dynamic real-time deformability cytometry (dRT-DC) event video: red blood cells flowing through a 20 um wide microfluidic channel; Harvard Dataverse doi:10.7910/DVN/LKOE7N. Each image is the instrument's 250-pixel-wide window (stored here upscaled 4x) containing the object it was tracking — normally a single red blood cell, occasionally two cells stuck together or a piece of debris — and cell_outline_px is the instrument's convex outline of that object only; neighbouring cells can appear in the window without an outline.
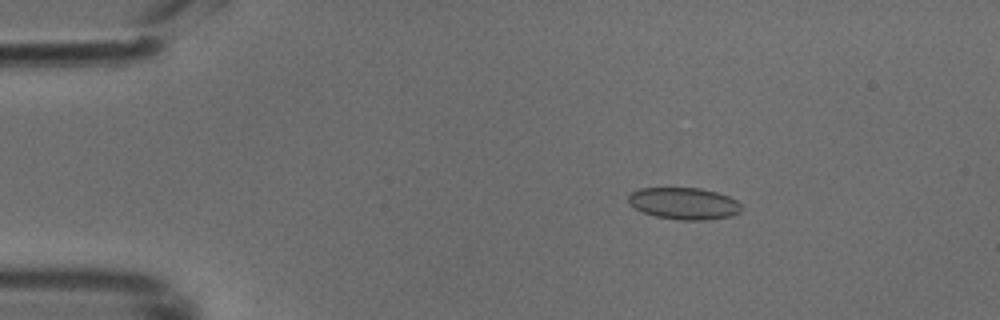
{"species": "common noctule bat (a hibernating species)", "species_latin": "Nyctalus noctula", "temperature_condition": "cold", "stored_images_in_passage": 49, "camera_frame_rate_fps": 3000, "um_per_image_px": 0.085, "animal": {"sex": "male", "body_mass_g": 18.8}, "frame": {"image": 1, "passage_image": 8, "time_ms": 2.333, "image_size_px": [1000, 320], "cell_outline_px": [[744, 208], [740, 212], [732, 216], [708, 220], [680, 220], [656, 216], [644, 212], [628, 204], [628, 196], [632, 192], [640, 188], [700, 188], [716, 192], [728, 196], [736, 200]], "centroid_in_image_um": [58.17, 17.3], "position_along_channel_um": 26.8, "area_um2": 21.04}}
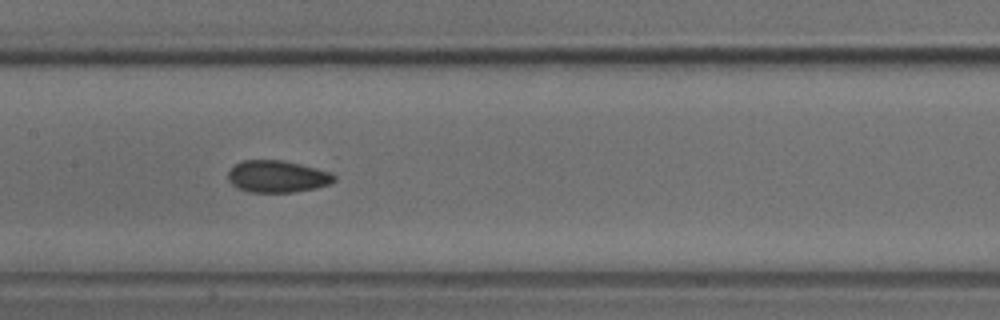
{"frame": {"image": 2, "passage_image": 24, "time_ms": 7.667, "image_size_px": [1000, 320], "cell_outline_px": [[336, 180], [328, 184], [316, 188], [292, 192], [248, 192], [236, 188], [228, 180], [228, 172], [236, 164], [244, 160], [284, 160], [316, 168], [328, 172], [336, 176]], "centroid_in_image_um": [23.55, 15.0], "position_along_channel_um": 183.8, "area_um2": 19.71}}
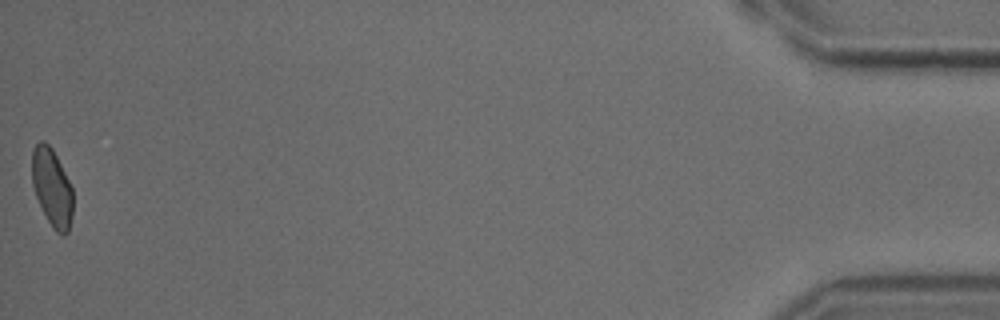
{"frame": {"image": 3, "passage_image": 49, "time_ms": 16.0, "image_size_px": [1000, 320], "cell_outline_px": [[72, 216], [68, 232], [64, 236], [56, 232], [52, 228], [36, 196], [32, 184], [32, 152], [36, 144], [40, 140], [44, 140], [52, 148], [72, 188]], "centroid_in_image_um": [4.41, 15.95], "position_along_channel_um": 430.8, "area_um2": 18.38}}